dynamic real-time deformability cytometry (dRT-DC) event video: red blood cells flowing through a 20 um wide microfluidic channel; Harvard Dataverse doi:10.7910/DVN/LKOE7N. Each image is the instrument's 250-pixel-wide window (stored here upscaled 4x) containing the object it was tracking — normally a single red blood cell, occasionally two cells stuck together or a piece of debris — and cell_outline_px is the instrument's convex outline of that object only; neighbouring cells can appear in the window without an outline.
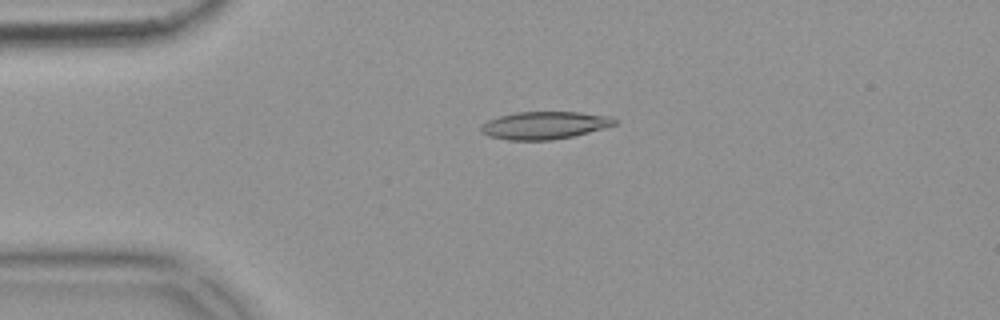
{"species": "common noctule bat (a hibernating species)", "species_latin": "Nyctalus noctula", "temperature_condition": "warm", "stored_images_in_passage": 55, "camera_frame_rate_fps": 3000, "um_per_image_px": 0.085, "animal": {"sex": "female", "body_mass_g": 18.4}, "frame": {"image": 1, "passage_image": 13, "time_ms": 4.0, "image_size_px": [1000, 320], "cell_outline_px": [[616, 124], [604, 128], [572, 136], [548, 140], [508, 140], [488, 136], [480, 132], [480, 128], [488, 120], [500, 116], [516, 112], [580, 112], [612, 116], [616, 120]], "centroid_in_image_um": [46.28, 10.64], "position_along_channel_um": 38.7, "area_um2": 21.39}}
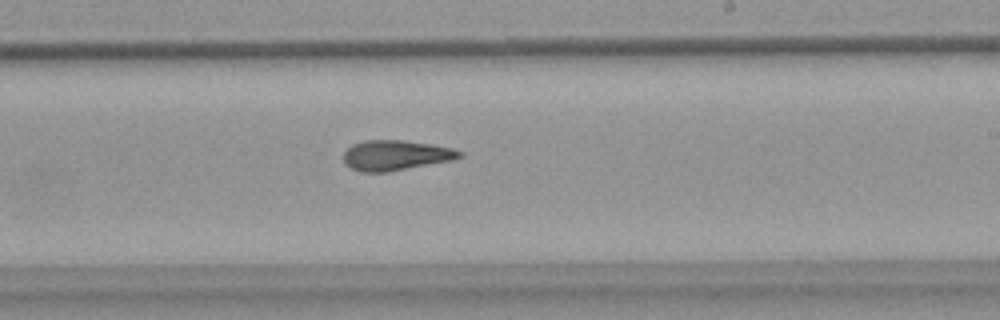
{"frame": {"image": 2, "passage_image": 33, "time_ms": 10.667, "image_size_px": [1000, 320], "cell_outline_px": [[464, 156], [452, 160], [388, 172], [360, 172], [344, 164], [344, 152], [352, 144], [364, 140], [404, 140], [432, 144], [452, 148], [464, 152]], "centroid_in_image_um": [33.64, 13.19], "position_along_channel_um": 255.4, "area_um2": 20.52}}
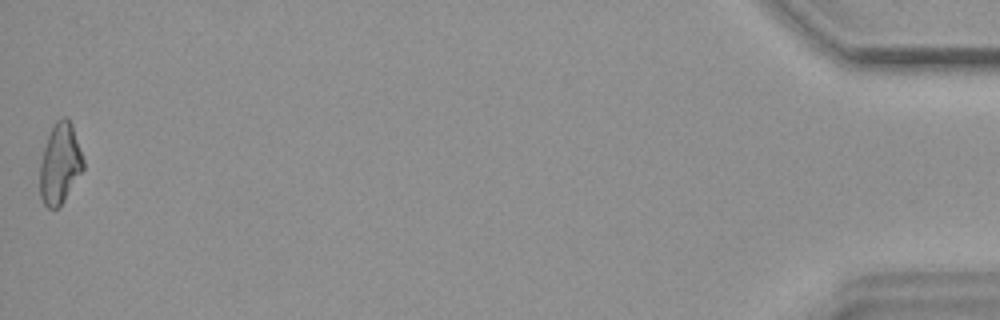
{"frame": {"image": 3, "passage_image": 55, "time_ms": 18.0, "image_size_px": [1000, 320], "cell_outline_px": [[84, 168], [64, 200], [56, 208], [48, 208], [44, 204], [40, 196], [40, 164], [44, 148], [52, 124], [60, 116], [68, 116], [72, 124], [84, 160]], "centroid_in_image_um": [5.1, 13.86], "position_along_channel_um": 430.1, "area_um2": 20.35}, "authors_computed_cell_mechanics": {"area_um2": 20.4612, "velocity_mm_per_s": 3.6977, "shape_relaxation_time_tau1_ms": 10.5235, "shape_relaxation_time_tau2_ms": 4.3372, "deformation_change_tau1": 0.2694, "deformation_change_tau2": 0.1421}}